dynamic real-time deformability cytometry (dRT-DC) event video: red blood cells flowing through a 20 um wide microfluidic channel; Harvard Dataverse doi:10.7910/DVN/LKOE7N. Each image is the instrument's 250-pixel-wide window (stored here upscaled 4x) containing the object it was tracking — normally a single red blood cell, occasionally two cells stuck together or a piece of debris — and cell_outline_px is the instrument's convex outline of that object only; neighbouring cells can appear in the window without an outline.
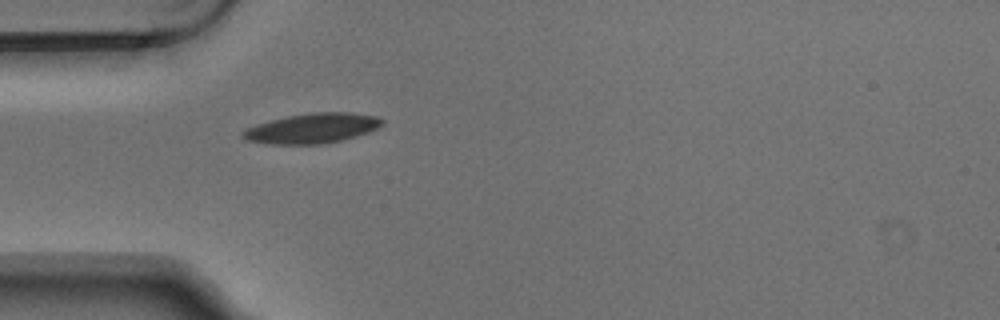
{"species": "Egyptian fruit bat (a non-hibernating species)", "species_latin": "Rousettus aegyptiacus", "temperature_condition": "warm", "stored_images_in_passage": 1, "camera_frame_rate_fps": 3000, "um_per_image_px": 0.085, "animal": {"sex": "male"}, "frame": {"image": 1, "passage_image": 1, "time_ms": 0.0, "image_size_px": [1000, 320], "cell_outline_px": [[384, 124], [368, 132], [356, 136], [340, 140], [320, 144], [268, 144], [244, 140], [240, 136], [240, 132], [256, 124], [288, 116], [312, 112], [352, 112], [376, 116], [384, 120]], "centroid_in_image_um": [26.52, 10.9], "position_along_channel_um": 58.5, "area_um2": 24.33}}